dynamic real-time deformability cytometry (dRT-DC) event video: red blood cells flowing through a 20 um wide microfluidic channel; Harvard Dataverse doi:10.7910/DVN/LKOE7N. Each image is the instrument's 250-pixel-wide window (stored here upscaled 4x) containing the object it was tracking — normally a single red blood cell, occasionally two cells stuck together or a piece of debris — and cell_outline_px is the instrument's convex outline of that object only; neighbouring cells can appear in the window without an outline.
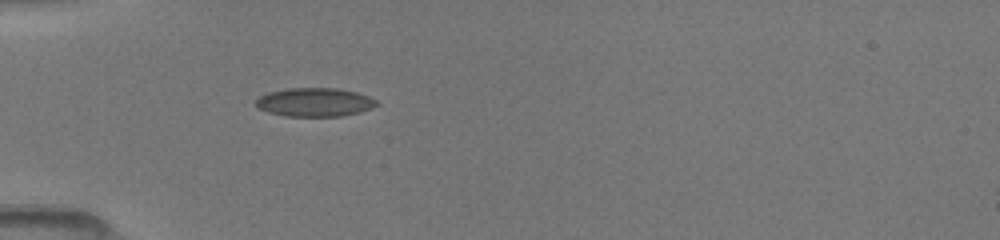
{"species": "common noctule bat (a hibernating species)", "species_latin": "Nyctalus noctula", "temperature_condition": "room temperature", "stored_images_in_passage": 7, "camera_frame_rate_fps": 3000, "um_per_image_px": 0.085, "animal": {"sex": "female", "body_mass_g": 19.5, "forearm_length_mm": 54.1}, "frame": {"image": 1, "passage_image": 1, "time_ms": 0.0, "image_size_px": [1000, 240], "cell_outline_px": [[380, 104], [372, 108], [360, 112], [340, 116], [288, 116], [268, 112], [256, 108], [256, 100], [260, 96], [268, 92], [288, 88], [336, 88], [356, 92], [368, 96], [376, 100]], "centroid_in_image_um": [26.75, 8.68], "position_along_channel_um": 58.2, "area_um2": 20.17}}
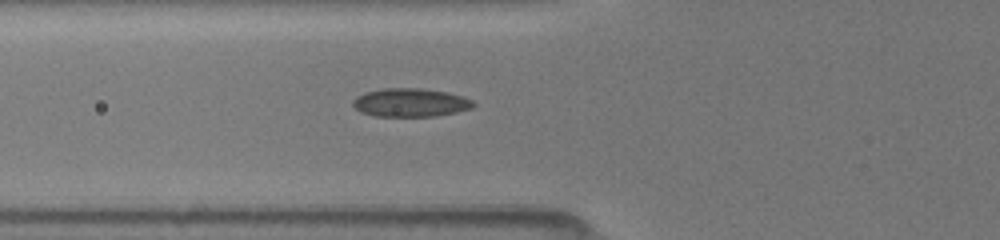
{"frame": {"image": 2, "passage_image": 4, "time_ms": 1.0, "image_size_px": [1000, 240], "cell_outline_px": [[476, 104], [472, 108], [456, 112], [436, 116], [372, 116], [360, 112], [352, 104], [352, 100], [356, 96], [364, 92], [384, 88], [420, 88], [448, 92], [464, 96], [472, 100]], "centroid_in_image_um": [34.88, 8.71], "position_along_channel_um": 90.9, "area_um2": 20.17}}